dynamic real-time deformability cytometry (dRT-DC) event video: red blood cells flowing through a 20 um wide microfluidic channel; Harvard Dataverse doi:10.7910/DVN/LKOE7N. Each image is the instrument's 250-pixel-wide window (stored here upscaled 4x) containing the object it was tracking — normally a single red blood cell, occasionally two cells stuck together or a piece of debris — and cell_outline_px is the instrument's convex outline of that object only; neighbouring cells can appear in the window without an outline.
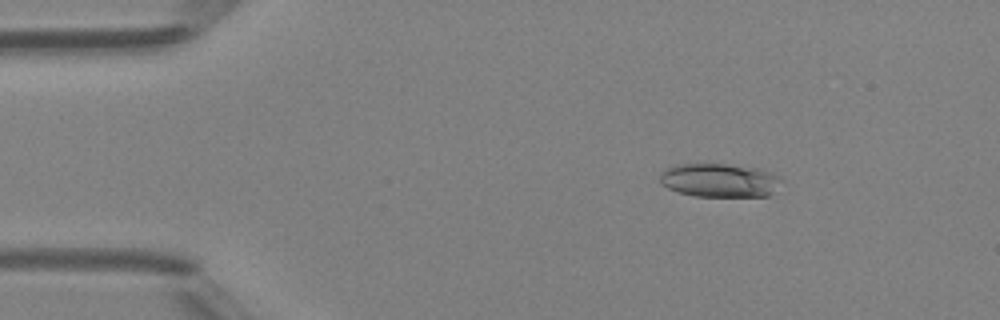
{"species": "Egyptian fruit bat (a non-hibernating species)", "species_latin": "Rousettus aegyptiacus", "temperature_condition": "room temperature", "stored_images_in_passage": 5, "camera_frame_rate_fps": 3000, "um_per_image_px": 0.085, "animal": {"sex": "female"}, "frame": {"image": 1, "passage_image": 3, "time_ms": 2.333, "image_size_px": [1000, 320], "cell_outline_px": [[784, 180], [768, 196], [696, 196], [676, 192], [660, 184], [660, 172], [676, 164], [724, 164], [756, 168], [772, 172]], "centroid_in_image_um": [61.15, 15.33], "position_along_channel_um": 23.9, "area_um2": 23.87}}
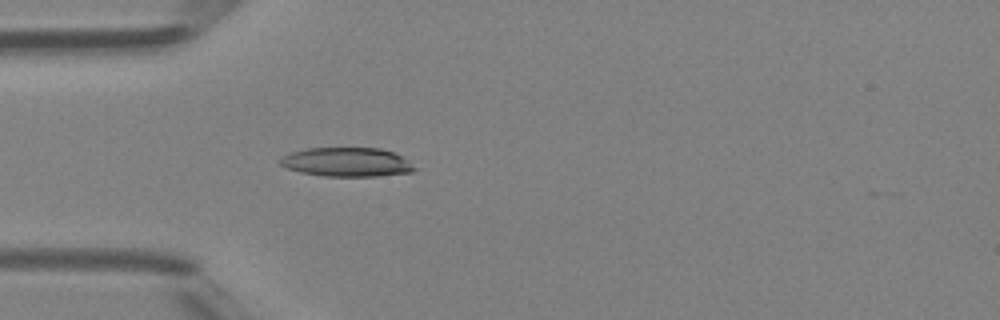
{"frame": {"image": 2, "passage_image": 5, "time_ms": 4.667, "image_size_px": [1000, 320], "cell_outline_px": [[416, 168], [412, 172], [376, 176], [324, 176], [300, 172], [288, 168], [280, 164], [280, 160], [284, 156], [292, 152], [304, 148], [380, 148], [392, 152], [400, 156]], "centroid_in_image_um": [29.46, 13.78], "position_along_channel_um": 55.5, "area_um2": 22.43}}